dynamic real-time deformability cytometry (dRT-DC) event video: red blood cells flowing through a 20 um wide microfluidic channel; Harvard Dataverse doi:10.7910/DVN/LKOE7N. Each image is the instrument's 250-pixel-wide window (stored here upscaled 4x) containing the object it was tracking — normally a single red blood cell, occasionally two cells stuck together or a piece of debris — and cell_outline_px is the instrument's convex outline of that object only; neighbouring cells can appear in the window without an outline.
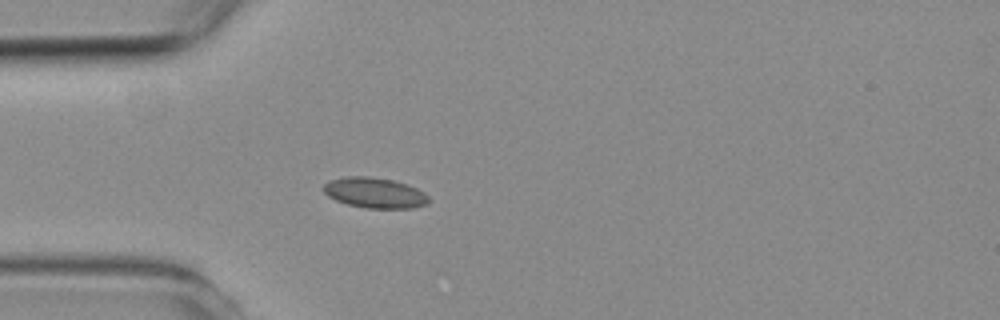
{"species": "common noctule bat (a hibernating species)", "species_latin": "Nyctalus noctula", "temperature_condition": "room temperature", "stored_images_in_passage": 5, "camera_frame_rate_fps": 3000, "um_per_image_px": 0.085, "animal": {"sex": "female", "body_mass_g": 19.3, "forearm_length_mm": 54.1}, "frame": {"image": 1, "passage_image": 5, "time_ms": 4.333, "image_size_px": [1000, 320], "cell_outline_px": [[428, 204], [412, 208], [364, 208], [348, 204], [336, 200], [328, 196], [324, 192], [324, 184], [328, 180], [344, 176], [368, 176], [392, 180], [408, 184], [424, 192], [428, 196]], "centroid_in_image_um": [31.84, 16.38], "position_along_channel_um": 53.2, "area_um2": 18.73}}